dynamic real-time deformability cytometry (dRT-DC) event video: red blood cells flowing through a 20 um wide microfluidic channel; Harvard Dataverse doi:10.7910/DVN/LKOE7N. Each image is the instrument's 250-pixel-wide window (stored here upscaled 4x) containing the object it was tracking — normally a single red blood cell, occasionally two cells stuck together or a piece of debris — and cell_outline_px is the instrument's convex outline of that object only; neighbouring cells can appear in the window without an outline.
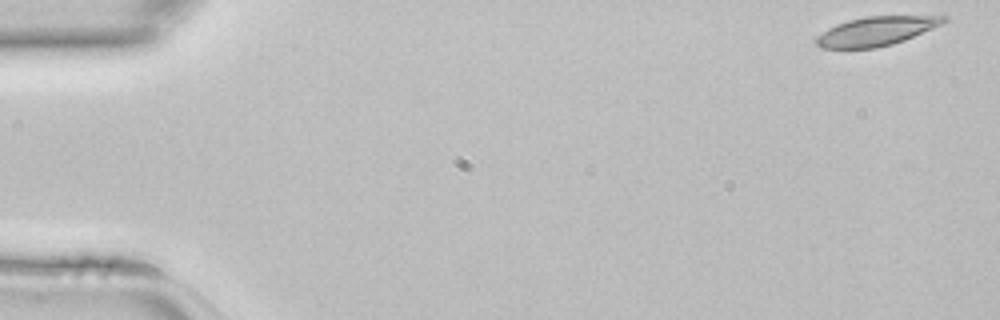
{"species": "common noctule bat (a hibernating species)", "species_latin": "Nyctalus noctula", "temperature_condition": "room temperature", "stored_images_in_passage": 44, "camera_frame_rate_fps": 3000, "um_per_image_px": 0.085, "animal": {"sex": "female", "body_mass_g": 22.7, "forearm_length_mm": 54.2}, "frame": {"image": 1, "passage_image": 1, "time_ms": 0.0, "image_size_px": [1000, 320], "cell_outline_px": [[948, 20], [932, 28], [904, 40], [892, 44], [876, 48], [820, 48], [816, 44], [816, 36], [828, 28], [836, 24], [848, 20], [864, 16], [948, 16]], "centroid_in_image_um": [74.43, 2.65], "position_along_channel_um": 10.6, "area_um2": 21.39}}
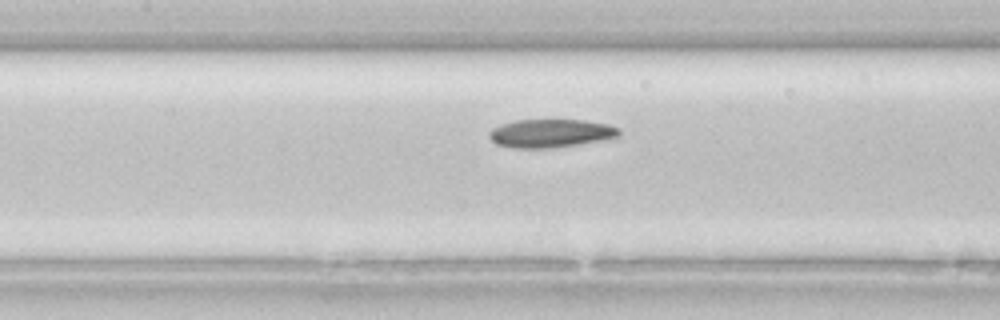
{"frame": {"image": 2, "passage_image": 20, "time_ms": 6.333, "image_size_px": [1000, 320], "cell_outline_px": [[620, 136], [600, 140], [552, 148], [512, 148], [496, 144], [488, 136], [488, 132], [492, 128], [500, 124], [516, 120], [584, 120], [608, 124], [620, 128]], "centroid_in_image_um": [46.77, 11.32], "position_along_channel_um": 160.6, "area_um2": 21.44}}
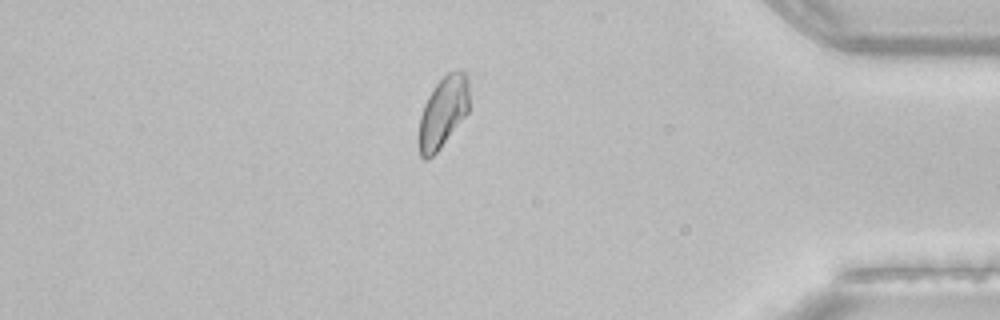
{"frame": {"image": 3, "passage_image": 38, "time_ms": 12.333, "image_size_px": [1000, 320], "cell_outline_px": [[468, 112], [440, 148], [432, 156], [424, 160], [420, 156], [416, 140], [420, 116], [424, 104], [428, 96], [436, 84], [448, 72], [464, 72], [468, 76]], "centroid_in_image_um": [37.6, 9.58], "position_along_channel_um": 397.6, "area_um2": 20.87}}